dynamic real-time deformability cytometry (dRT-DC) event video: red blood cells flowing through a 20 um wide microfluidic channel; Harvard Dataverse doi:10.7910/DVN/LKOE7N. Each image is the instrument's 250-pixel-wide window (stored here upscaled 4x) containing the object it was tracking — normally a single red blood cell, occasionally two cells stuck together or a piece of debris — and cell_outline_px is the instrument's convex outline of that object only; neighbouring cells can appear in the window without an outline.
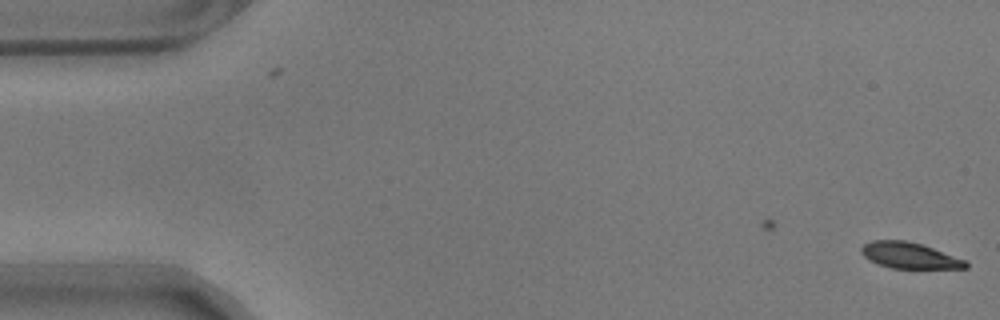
{"species": "common noctule bat (a hibernating species)", "species_latin": "Nyctalus noctula", "temperature_condition": "warm", "stored_images_in_passage": 6, "camera_frame_rate_fps": 3000, "um_per_image_px": 0.085, "animal": {"sex": "male", "body_mass_g": 17.9}, "frame": {"image": 1, "passage_image": 6, "time_ms": 1.667, "image_size_px": [1000, 320], "cell_outline_px": [[968, 268], [892, 268], [880, 264], [864, 256], [860, 252], [860, 248], [864, 244], [872, 240], [904, 240], [920, 244], [932, 248], [964, 260], [968, 264]], "centroid_in_image_um": [77.27, 21.71], "position_along_channel_um": 7.7, "area_um2": 15.43}}